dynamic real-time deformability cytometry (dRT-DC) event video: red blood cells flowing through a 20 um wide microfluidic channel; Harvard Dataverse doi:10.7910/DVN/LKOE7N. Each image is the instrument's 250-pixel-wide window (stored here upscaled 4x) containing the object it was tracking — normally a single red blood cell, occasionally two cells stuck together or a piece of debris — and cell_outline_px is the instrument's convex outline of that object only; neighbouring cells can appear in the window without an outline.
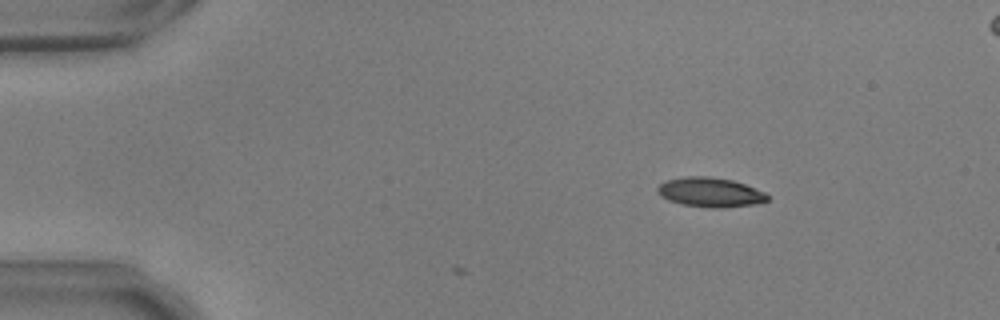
{"species": "common noctule bat (a hibernating species)", "species_latin": "Nyctalus noctula", "temperature_condition": "warm", "stored_images_in_passage": 3, "camera_frame_rate_fps": 3000, "um_per_image_px": 0.085, "animal": {"sex": "male", "body_mass_g": 17.9, "forearm_length_mm": 54.2}, "frame": {"image": 1, "passage_image": 3, "time_ms": 0.667, "image_size_px": [1000, 320], "cell_outline_px": [[768, 200], [756, 204], [724, 208], [708, 208], [680, 204], [668, 200], [660, 196], [656, 192], [656, 188], [660, 184], [668, 180], [684, 176], [708, 176], [732, 180], [744, 184], [764, 192], [768, 196]], "centroid_in_image_um": [60.33, 16.35], "position_along_channel_um": 24.7, "area_um2": 19.02}}